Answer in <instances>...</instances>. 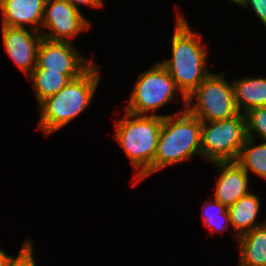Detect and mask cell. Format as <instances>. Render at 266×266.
Masks as SVG:
<instances>
[{"instance_id":"obj_21","label":"cell","mask_w":266,"mask_h":266,"mask_svg":"<svg viewBox=\"0 0 266 266\" xmlns=\"http://www.w3.org/2000/svg\"><path fill=\"white\" fill-rule=\"evenodd\" d=\"M240 6L252 7V10L266 28V0H243Z\"/></svg>"},{"instance_id":"obj_18","label":"cell","mask_w":266,"mask_h":266,"mask_svg":"<svg viewBox=\"0 0 266 266\" xmlns=\"http://www.w3.org/2000/svg\"><path fill=\"white\" fill-rule=\"evenodd\" d=\"M206 203V204H205ZM203 205L202 216L204 225L210 228L212 232L226 230L227 226L231 225L230 213L226 206L222 205L219 201L205 202ZM213 209V212H212ZM216 210V211H214ZM224 224V225H223Z\"/></svg>"},{"instance_id":"obj_16","label":"cell","mask_w":266,"mask_h":266,"mask_svg":"<svg viewBox=\"0 0 266 266\" xmlns=\"http://www.w3.org/2000/svg\"><path fill=\"white\" fill-rule=\"evenodd\" d=\"M28 78H30L33 83L38 104L46 98L58 93L72 80L64 73L46 69H33Z\"/></svg>"},{"instance_id":"obj_8","label":"cell","mask_w":266,"mask_h":266,"mask_svg":"<svg viewBox=\"0 0 266 266\" xmlns=\"http://www.w3.org/2000/svg\"><path fill=\"white\" fill-rule=\"evenodd\" d=\"M90 26L82 12L69 1L46 0L41 28L43 38L50 41L72 42L71 38L88 30Z\"/></svg>"},{"instance_id":"obj_17","label":"cell","mask_w":266,"mask_h":266,"mask_svg":"<svg viewBox=\"0 0 266 266\" xmlns=\"http://www.w3.org/2000/svg\"><path fill=\"white\" fill-rule=\"evenodd\" d=\"M256 139L247 138L240 149L236 162L247 172L249 170L255 175L266 179V141L259 145L254 143ZM255 144V145H254Z\"/></svg>"},{"instance_id":"obj_22","label":"cell","mask_w":266,"mask_h":266,"mask_svg":"<svg viewBox=\"0 0 266 266\" xmlns=\"http://www.w3.org/2000/svg\"><path fill=\"white\" fill-rule=\"evenodd\" d=\"M67 1H69L77 9H79L78 6H80L81 4L86 6L88 5L94 8L102 7L104 2L102 0H67Z\"/></svg>"},{"instance_id":"obj_6","label":"cell","mask_w":266,"mask_h":266,"mask_svg":"<svg viewBox=\"0 0 266 266\" xmlns=\"http://www.w3.org/2000/svg\"><path fill=\"white\" fill-rule=\"evenodd\" d=\"M247 138L244 113L220 121H201V154L210 162L236 161Z\"/></svg>"},{"instance_id":"obj_9","label":"cell","mask_w":266,"mask_h":266,"mask_svg":"<svg viewBox=\"0 0 266 266\" xmlns=\"http://www.w3.org/2000/svg\"><path fill=\"white\" fill-rule=\"evenodd\" d=\"M71 42L50 41L42 38L38 51L36 67L68 75L72 80L85 73L94 63L87 61Z\"/></svg>"},{"instance_id":"obj_15","label":"cell","mask_w":266,"mask_h":266,"mask_svg":"<svg viewBox=\"0 0 266 266\" xmlns=\"http://www.w3.org/2000/svg\"><path fill=\"white\" fill-rule=\"evenodd\" d=\"M239 266H266V223L239 236Z\"/></svg>"},{"instance_id":"obj_14","label":"cell","mask_w":266,"mask_h":266,"mask_svg":"<svg viewBox=\"0 0 266 266\" xmlns=\"http://www.w3.org/2000/svg\"><path fill=\"white\" fill-rule=\"evenodd\" d=\"M234 98L240 113L266 106V78L246 77L232 83Z\"/></svg>"},{"instance_id":"obj_7","label":"cell","mask_w":266,"mask_h":266,"mask_svg":"<svg viewBox=\"0 0 266 266\" xmlns=\"http://www.w3.org/2000/svg\"><path fill=\"white\" fill-rule=\"evenodd\" d=\"M180 90L166 68L158 62L151 69L140 73L135 81L126 111L135 115H148L170 103Z\"/></svg>"},{"instance_id":"obj_4","label":"cell","mask_w":266,"mask_h":266,"mask_svg":"<svg viewBox=\"0 0 266 266\" xmlns=\"http://www.w3.org/2000/svg\"><path fill=\"white\" fill-rule=\"evenodd\" d=\"M163 118L153 173L201 154V120L186 108Z\"/></svg>"},{"instance_id":"obj_20","label":"cell","mask_w":266,"mask_h":266,"mask_svg":"<svg viewBox=\"0 0 266 266\" xmlns=\"http://www.w3.org/2000/svg\"><path fill=\"white\" fill-rule=\"evenodd\" d=\"M22 246L18 256L13 258L8 266H36L31 239H26Z\"/></svg>"},{"instance_id":"obj_2","label":"cell","mask_w":266,"mask_h":266,"mask_svg":"<svg viewBox=\"0 0 266 266\" xmlns=\"http://www.w3.org/2000/svg\"><path fill=\"white\" fill-rule=\"evenodd\" d=\"M125 117L117 120L115 137L128 156L136 174L133 187L153 174V161L163 118L167 115H135L125 111ZM134 118V119H132Z\"/></svg>"},{"instance_id":"obj_1","label":"cell","mask_w":266,"mask_h":266,"mask_svg":"<svg viewBox=\"0 0 266 266\" xmlns=\"http://www.w3.org/2000/svg\"><path fill=\"white\" fill-rule=\"evenodd\" d=\"M177 15L171 41L172 57L160 63L175 81L186 108V97L208 77L211 71L206 68L208 57L199 40L202 37L191 30L183 15L179 12Z\"/></svg>"},{"instance_id":"obj_24","label":"cell","mask_w":266,"mask_h":266,"mask_svg":"<svg viewBox=\"0 0 266 266\" xmlns=\"http://www.w3.org/2000/svg\"><path fill=\"white\" fill-rule=\"evenodd\" d=\"M229 1L235 3L236 5L238 4L240 6L243 0H229Z\"/></svg>"},{"instance_id":"obj_12","label":"cell","mask_w":266,"mask_h":266,"mask_svg":"<svg viewBox=\"0 0 266 266\" xmlns=\"http://www.w3.org/2000/svg\"><path fill=\"white\" fill-rule=\"evenodd\" d=\"M45 2L46 0H0L2 25L21 28L28 25L31 30L40 31Z\"/></svg>"},{"instance_id":"obj_5","label":"cell","mask_w":266,"mask_h":266,"mask_svg":"<svg viewBox=\"0 0 266 266\" xmlns=\"http://www.w3.org/2000/svg\"><path fill=\"white\" fill-rule=\"evenodd\" d=\"M224 77V72L219 74L211 72L186 97V110L201 121L207 122L229 119L239 114L235 103L233 85L229 84ZM194 98H196V102L193 101Z\"/></svg>"},{"instance_id":"obj_3","label":"cell","mask_w":266,"mask_h":266,"mask_svg":"<svg viewBox=\"0 0 266 266\" xmlns=\"http://www.w3.org/2000/svg\"><path fill=\"white\" fill-rule=\"evenodd\" d=\"M93 64L85 73L71 80L58 93L46 98L38 107L39 127L46 136L65 127L92 102L100 82V72Z\"/></svg>"},{"instance_id":"obj_11","label":"cell","mask_w":266,"mask_h":266,"mask_svg":"<svg viewBox=\"0 0 266 266\" xmlns=\"http://www.w3.org/2000/svg\"><path fill=\"white\" fill-rule=\"evenodd\" d=\"M212 164L220 171L215 188V200L229 208L240 197L251 192L248 189V173L236 161L213 162Z\"/></svg>"},{"instance_id":"obj_13","label":"cell","mask_w":266,"mask_h":266,"mask_svg":"<svg viewBox=\"0 0 266 266\" xmlns=\"http://www.w3.org/2000/svg\"><path fill=\"white\" fill-rule=\"evenodd\" d=\"M260 205L259 196L249 192L247 195L240 197L235 204L228 208L231 225L236 232L235 237L238 238L266 223V221L262 223H257L256 221L261 207Z\"/></svg>"},{"instance_id":"obj_19","label":"cell","mask_w":266,"mask_h":266,"mask_svg":"<svg viewBox=\"0 0 266 266\" xmlns=\"http://www.w3.org/2000/svg\"><path fill=\"white\" fill-rule=\"evenodd\" d=\"M245 114L247 137L255 139L258 136L266 141V106L249 109Z\"/></svg>"},{"instance_id":"obj_23","label":"cell","mask_w":266,"mask_h":266,"mask_svg":"<svg viewBox=\"0 0 266 266\" xmlns=\"http://www.w3.org/2000/svg\"><path fill=\"white\" fill-rule=\"evenodd\" d=\"M13 256L8 255L0 249V266H8V264L13 260Z\"/></svg>"},{"instance_id":"obj_10","label":"cell","mask_w":266,"mask_h":266,"mask_svg":"<svg viewBox=\"0 0 266 266\" xmlns=\"http://www.w3.org/2000/svg\"><path fill=\"white\" fill-rule=\"evenodd\" d=\"M2 41L5 52L27 76L36 67L37 51L42 34L21 27L2 25ZM33 32V33H32Z\"/></svg>"}]
</instances>
